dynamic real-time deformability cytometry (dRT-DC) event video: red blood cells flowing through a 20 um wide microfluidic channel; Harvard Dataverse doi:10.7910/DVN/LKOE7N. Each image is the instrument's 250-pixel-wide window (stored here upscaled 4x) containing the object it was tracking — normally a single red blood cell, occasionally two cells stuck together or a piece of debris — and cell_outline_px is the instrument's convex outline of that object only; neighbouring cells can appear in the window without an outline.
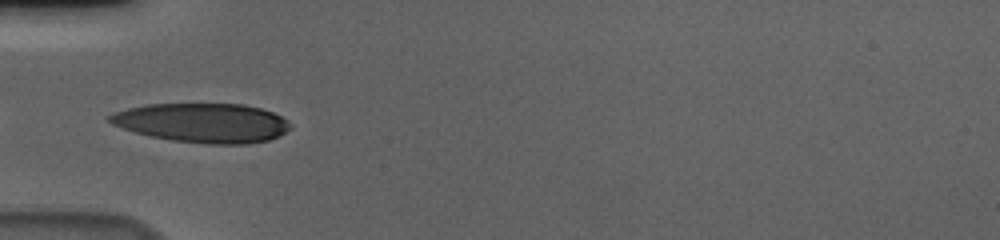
{"species": "human", "species_latin": "Homo sapiens", "temperature_condition": "cold", "stored_images_in_passage": 17, "camera_frame_rate_fps": 3000, "um_per_image_px": 0.085, "donor": {"sex": "male"}, "frame": {"image": 1, "passage_image": 1, "time_ms": 0.0, "image_size_px": [1000, 240], "cell_outline_px": [[292, 124], [280, 136], [268, 140], [248, 144], [208, 144], [172, 140], [152, 136], [136, 132], [112, 124], [104, 116], [112, 112], [128, 108], [148, 104], [244, 104], [260, 108], [272, 112], [288, 120]], "centroid_in_image_um": [17.21, 10.43], "position_along_channel_um": 67.8, "area_um2": 41.38}}
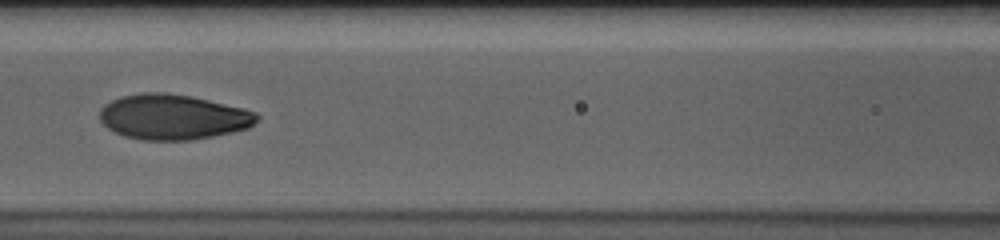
{"frame": {"image": 2, "passage_image": 8, "time_ms": 2.333, "image_size_px": [1000, 240], "cell_outline_px": [[260, 120], [248, 128], [232, 132], [192, 140], [140, 140], [124, 136], [108, 128], [100, 120], [100, 108], [104, 104], [120, 96], [144, 92], [160, 92], [192, 96], [244, 108], [256, 112], [260, 116]], "centroid_in_image_um": [14.72, 9.94], "position_along_channel_um": 151.9, "area_um2": 41.62}}